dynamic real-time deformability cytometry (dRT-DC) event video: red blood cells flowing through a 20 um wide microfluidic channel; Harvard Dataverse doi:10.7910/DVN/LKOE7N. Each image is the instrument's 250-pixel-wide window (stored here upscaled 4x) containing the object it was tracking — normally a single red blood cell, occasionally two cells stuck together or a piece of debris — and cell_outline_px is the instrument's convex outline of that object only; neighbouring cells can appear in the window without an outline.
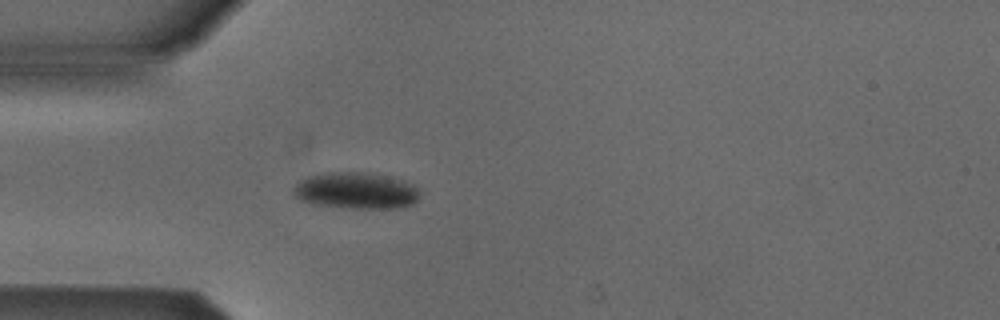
{"species": "Egyptian fruit bat (a non-hibernating species)", "species_latin": "Rousettus aegyptiacus", "temperature_condition": "cold", "stored_images_in_passage": 24, "camera_frame_rate_fps": 3000, "um_per_image_px": 0.085, "animal": {"sex": "male"}, "frame": {"image": 1, "passage_image": 1, "time_ms": 0.0, "image_size_px": [1000, 320], "cell_outline_px": [[420, 196], [412, 204], [404, 208], [348, 208], [312, 204], [300, 200], [292, 192], [292, 188], [300, 180], [308, 176], [324, 172], [368, 172], [404, 180], [412, 184], [420, 192]], "centroid_in_image_um": [30.25, 16.2], "position_along_channel_um": 54.7, "area_um2": 27.17}}
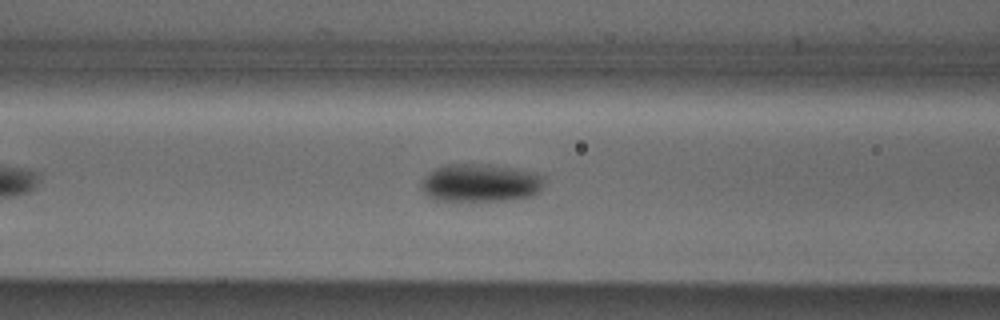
{"frame": {"image": 2, "passage_image": 7, "time_ms": 2.0, "image_size_px": [1000, 320], "cell_outline_px": [[544, 184], [540, 192], [532, 196], [504, 200], [432, 200], [420, 188], [420, 180], [428, 172], [444, 164], [488, 164], [536, 172], [544, 176]], "centroid_in_image_um": [40.82, 15.53], "position_along_channel_um": 125.8, "area_um2": 27.51}}
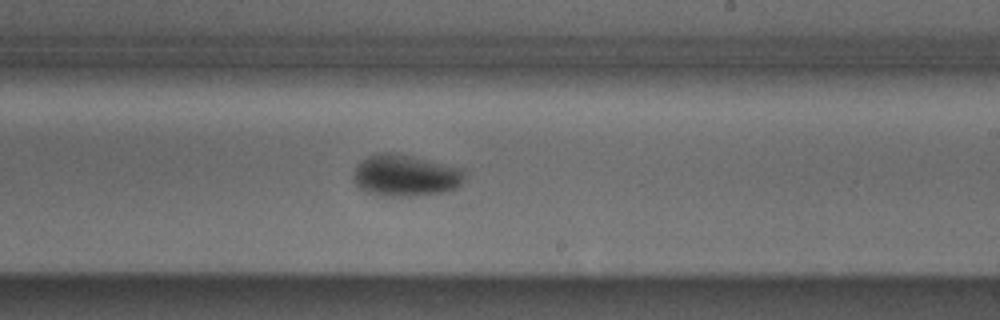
{"frame": {"image": 3, "passage_image": 17, "time_ms": 5.333, "image_size_px": [1000, 320], "cell_outline_px": [[468, 172], [464, 180], [456, 188], [444, 192], [412, 196], [384, 196], [364, 192], [352, 180], [352, 176], [356, 164], [368, 156], [384, 152], [388, 152], [468, 168]], "centroid_in_image_um": [34.49, 14.92], "position_along_channel_um": 254.5, "area_um2": 27.4}}